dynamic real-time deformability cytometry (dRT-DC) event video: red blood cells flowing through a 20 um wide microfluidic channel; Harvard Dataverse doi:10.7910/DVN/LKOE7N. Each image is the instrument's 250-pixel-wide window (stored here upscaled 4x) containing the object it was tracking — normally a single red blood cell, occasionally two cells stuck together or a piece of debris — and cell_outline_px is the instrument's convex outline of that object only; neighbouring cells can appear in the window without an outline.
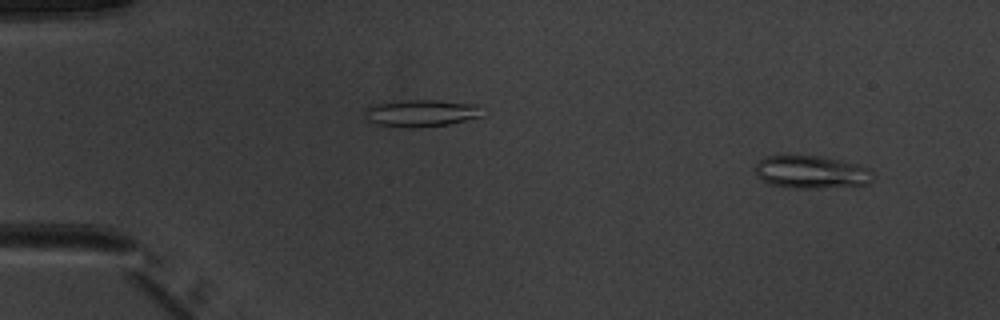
{"species": "common noctule bat (a hibernating species)", "species_latin": "Nyctalus noctula", "temperature_condition": "warm", "stored_images_in_passage": 50, "camera_frame_rate_fps": 3000, "um_per_image_px": 0.085, "animal": {"sex": "male", "body_mass_g": 20.1, "forearm_length_mm": 53.5}, "frame": {"image": 1, "passage_image": 4, "time_ms": 1.0, "image_size_px": [1000, 320], "cell_outline_px": [[872, 180], [868, 184], [820, 188], [788, 188], [772, 184], [756, 176], [756, 164], [764, 156], [784, 152], [820, 156], [856, 164], [868, 168], [872, 172]], "centroid_in_image_um": [68.88, 14.58], "position_along_channel_um": 16.1, "area_um2": 23.06}}
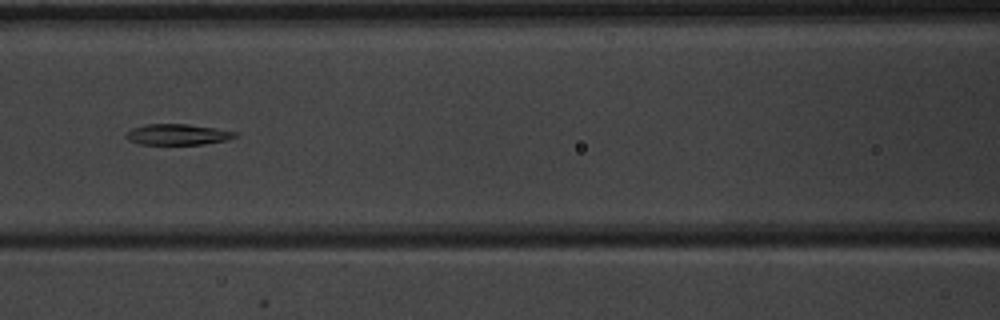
{"frame": {"image": 2, "passage_image": 23, "time_ms": 7.333, "image_size_px": [1000, 320], "cell_outline_px": [[240, 136], [228, 140], [204, 144], [140, 144], [128, 140], [124, 136], [132, 128], [144, 124], [188, 124], [216, 128], [236, 132]], "centroid_in_image_um": [15.12, 11.43], "position_along_channel_um": 151.5, "area_um2": 13.35}}
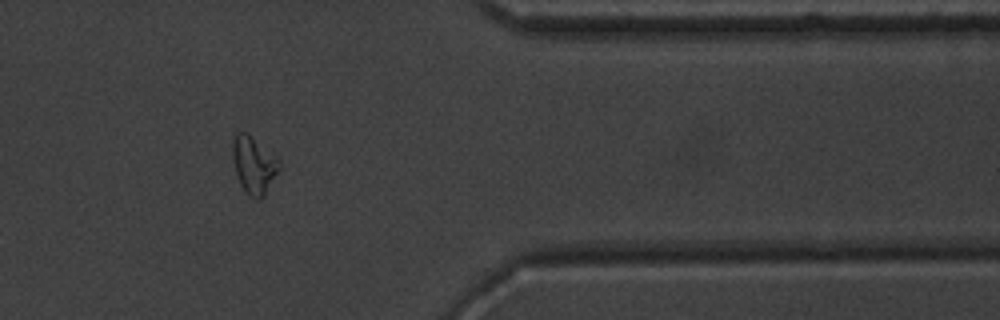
{"frame": {"image": 3, "passage_image": 42, "time_ms": 13.667, "image_size_px": [1000, 320], "cell_outline_px": [[280, 168], [264, 196], [260, 200], [256, 200], [244, 192], [240, 184], [232, 160], [232, 140], [236, 132], [248, 132], [276, 156], [280, 160]], "centroid_in_image_um": [21.56, 14.01], "position_along_channel_um": 389.8, "area_um2": 15.84}, "authors_computed_cell_mechanics": {"area_um2": 15.2014, "velocity_mm_per_s": 4.0114, "shape_relaxation_time_tau1_ms": null, "shape_relaxation_time_tau2_ms": 4.6694, "deformation_change_tau1": null, "deformation_change_tau2": 0.1445}}